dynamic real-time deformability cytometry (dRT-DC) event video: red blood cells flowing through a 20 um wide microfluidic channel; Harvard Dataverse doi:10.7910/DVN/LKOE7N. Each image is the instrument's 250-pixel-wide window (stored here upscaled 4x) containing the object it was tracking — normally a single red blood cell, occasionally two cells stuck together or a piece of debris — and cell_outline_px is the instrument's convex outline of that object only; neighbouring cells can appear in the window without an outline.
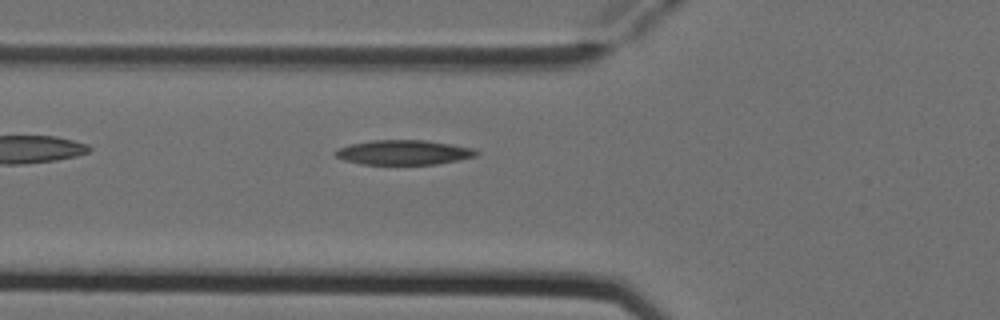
{"species": "Egyptian fruit bat (a non-hibernating species)", "species_latin": "Rousettus aegyptiacus", "temperature_condition": "cold", "stored_images_in_passage": 6, "camera_frame_rate_fps": 3000, "um_per_image_px": 0.085, "animal": {"sex": "female"}, "frame": {"image": 1, "passage_image": 6, "time_ms": 1.667, "image_size_px": [1000, 320], "cell_outline_px": [[480, 152], [476, 156], [436, 164], [360, 164], [344, 160], [336, 156], [332, 152], [336, 148], [352, 144], [372, 140], [428, 140], [472, 148]], "centroid_in_image_um": [34.27, 12.95], "position_along_channel_um": 91.5, "area_um2": 20.23}}